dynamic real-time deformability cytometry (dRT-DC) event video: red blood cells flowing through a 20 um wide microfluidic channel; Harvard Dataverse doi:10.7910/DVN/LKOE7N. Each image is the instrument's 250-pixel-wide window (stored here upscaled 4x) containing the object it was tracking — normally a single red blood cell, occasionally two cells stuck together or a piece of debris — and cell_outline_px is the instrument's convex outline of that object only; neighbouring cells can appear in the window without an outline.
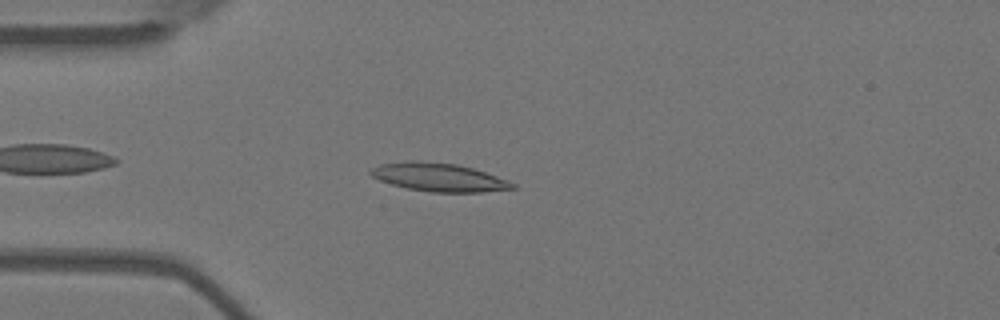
{"species": "Egyptian fruit bat (a non-hibernating species)", "species_latin": "Rousettus aegyptiacus", "temperature_condition": "warm", "stored_images_in_passage": 46, "camera_frame_rate_fps": 3000, "um_per_image_px": 0.085, "animal": {"sex": "female"}, "frame": {"image": 1, "passage_image": 6, "time_ms": 1.667, "image_size_px": [1000, 320], "cell_outline_px": [[516, 188], [480, 192], [432, 192], [408, 188], [392, 184], [380, 180], [372, 176], [368, 172], [372, 168], [380, 164], [404, 160], [416, 160], [456, 164], [472, 168], [508, 180], [516, 184]], "centroid_in_image_um": [37.28, 15.05], "position_along_channel_um": 47.7, "area_um2": 23.29}}
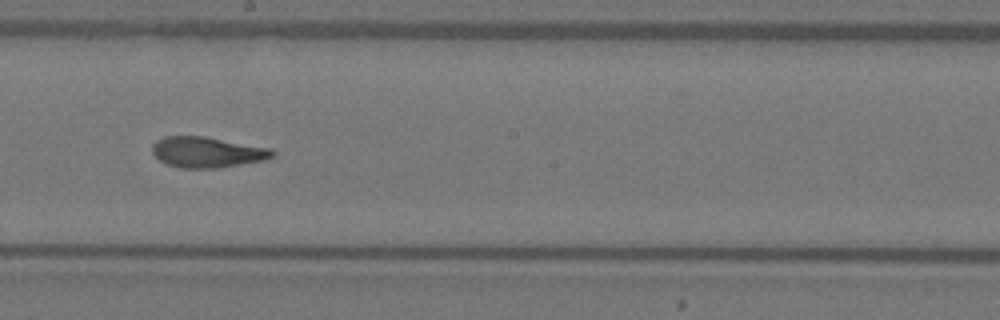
{"frame": {"image": 2, "passage_image": 22, "time_ms": 7.0, "image_size_px": [1000, 320], "cell_outline_px": [[276, 156], [264, 160], [216, 168], [180, 168], [168, 164], [160, 160], [152, 152], [152, 144], [156, 140], [164, 136], [204, 136], [272, 148], [276, 152]], "centroid_in_image_um": [17.63, 12.92], "position_along_channel_um": 230.6, "area_um2": 21.56}}
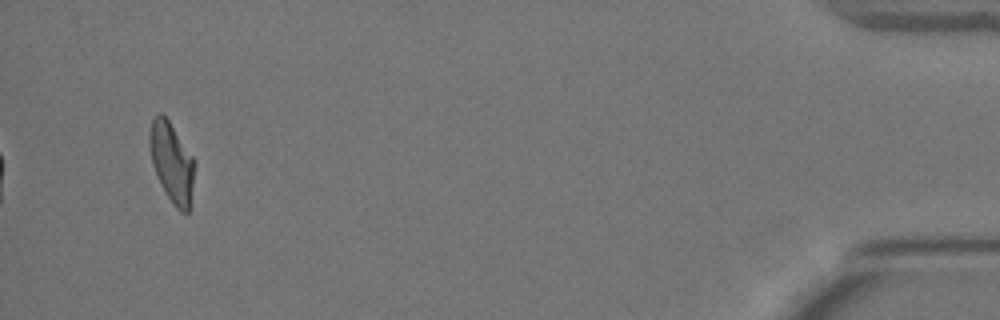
{"frame": {"image": 3, "passage_image": 44, "time_ms": 14.333, "image_size_px": [1000, 320], "cell_outline_px": [[196, 160], [188, 212], [180, 212], [172, 204], [164, 192], [160, 184], [152, 164], [148, 140], [148, 132], [152, 120], [160, 112], [168, 120]], "centroid_in_image_um": [14.59, 13.8], "position_along_channel_um": 420.6, "area_um2": 20.98}, "authors_computed_cell_mechanics": {"area_um2": 21.6172, "velocity_mm_per_s": 3.6752, "shape_relaxation_time_tau1_ms": 5.5167, "shape_relaxation_time_tau2_ms": 1.7555, "deformation_change_tau1": 0.2077, "deformation_change_tau2": 0.0841}}